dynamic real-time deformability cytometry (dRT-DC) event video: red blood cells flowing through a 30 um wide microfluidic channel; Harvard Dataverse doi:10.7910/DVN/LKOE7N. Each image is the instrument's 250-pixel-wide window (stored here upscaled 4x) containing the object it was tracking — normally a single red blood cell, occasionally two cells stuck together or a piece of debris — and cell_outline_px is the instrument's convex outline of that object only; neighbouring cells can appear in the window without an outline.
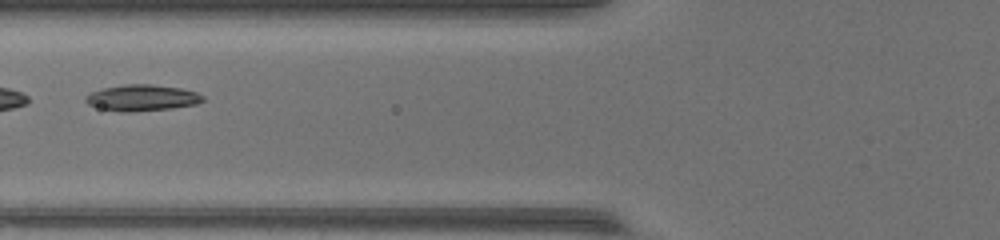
{"species": "common noctule bat (a hibernating species)", "species_latin": "Nyctalus noctula", "temperature_condition": "warm", "stored_images_in_passage": 46, "segment_of_instrument_passage": [2, 2], "camera_frame_rate_fps": 3000, "um_per_image_px": 0.085, "animal": {"sex": "female", "body_mass_g": 17.0, "forearm_length_mm": 48.0}, "frame": {"image": 1, "passage_image": 16, "time_ms": 5.0, "image_size_px": [1000, 240], "cell_outline_px": [[204, 100], [196, 104], [172, 108], [128, 112], [124, 112], [100, 108], [88, 104], [84, 100], [84, 96], [92, 92], [104, 88], [124, 84], [148, 84], [180, 88], [196, 92], [204, 96]], "centroid_in_image_um": [12.06, 8.31], "position_along_channel_um": 113.7, "area_um2": 17.74}}
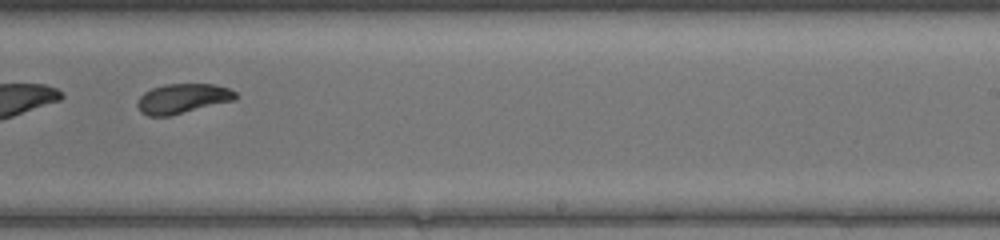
{"frame": {"image": 2, "passage_image": 28, "time_ms": 9.0, "image_size_px": [1000, 240], "cell_outline_px": [[236, 100], [168, 116], [148, 116], [140, 112], [136, 104], [140, 96], [144, 92], [152, 88], [164, 84], [216, 84], [228, 88], [236, 92]], "centroid_in_image_um": [15.51, 8.37], "position_along_channel_um": 273.5, "area_um2": 17.05}}
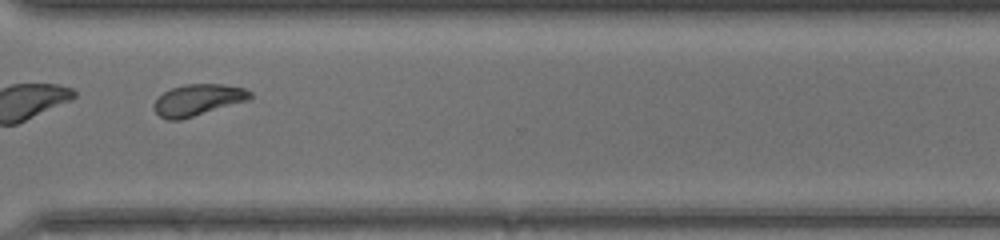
{"frame": {"image": 3, "passage_image": 34, "time_ms": 11.0, "image_size_px": [1000, 240], "cell_outline_px": [[252, 100], [180, 120], [168, 120], [160, 116], [156, 112], [152, 104], [164, 92], [172, 88], [184, 84], [220, 84], [244, 88], [252, 92]], "centroid_in_image_um": [16.87, 8.5], "position_along_channel_um": 353.7, "area_um2": 17.74}}